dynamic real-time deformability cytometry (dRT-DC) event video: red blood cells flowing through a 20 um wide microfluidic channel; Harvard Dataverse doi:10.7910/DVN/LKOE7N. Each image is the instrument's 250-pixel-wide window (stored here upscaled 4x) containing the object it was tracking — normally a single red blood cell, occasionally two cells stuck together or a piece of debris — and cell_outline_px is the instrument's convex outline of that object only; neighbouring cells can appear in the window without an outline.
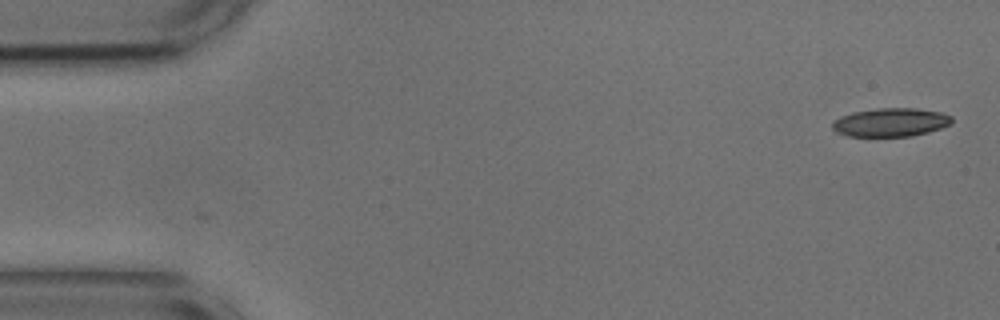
{"species": "common noctule bat (a hibernating species)", "species_latin": "Nyctalus noctula", "temperature_condition": "cold", "stored_images_in_passage": 2, "camera_frame_rate_fps": 3000, "um_per_image_px": 0.085, "animal": {"sex": "male", "body_mass_g": 17.9, "forearm_length_mm": 54.2}, "frame": {"image": 1, "passage_image": 2, "time_ms": 0.333, "image_size_px": [1000, 320], "cell_outline_px": [[952, 124], [928, 132], [912, 136], [848, 136], [836, 132], [832, 128], [832, 124], [840, 116], [852, 112], [876, 108], [916, 108], [940, 112], [952, 116]], "centroid_in_image_um": [75.71, 10.39], "position_along_channel_um": 9.3, "area_um2": 19.88}}